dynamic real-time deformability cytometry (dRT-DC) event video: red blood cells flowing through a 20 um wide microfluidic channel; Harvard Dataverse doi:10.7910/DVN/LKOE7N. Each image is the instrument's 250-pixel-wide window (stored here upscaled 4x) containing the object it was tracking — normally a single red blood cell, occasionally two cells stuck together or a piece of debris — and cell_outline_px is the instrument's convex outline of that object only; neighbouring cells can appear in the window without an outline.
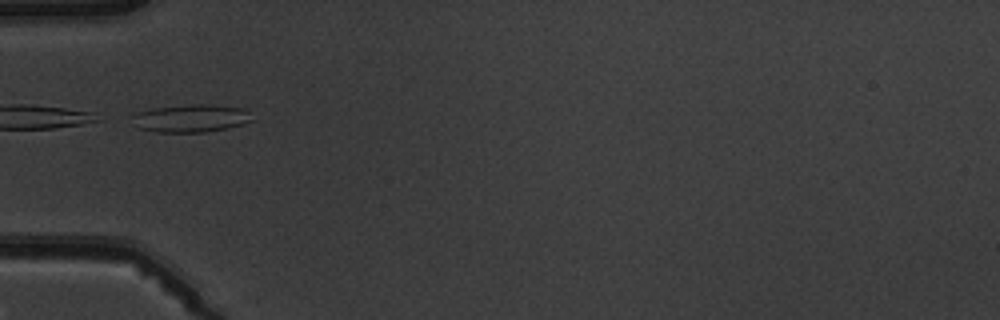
{"species": "common noctule bat (a hibernating species)", "species_latin": "Nyctalus noctula", "temperature_condition": "warm", "stored_images_in_passage": 5, "camera_frame_rate_fps": 3000, "um_per_image_px": 0.085, "animal": {"sex": "male", "body_mass_g": 19.5, "forearm_length_mm": 54.6}, "frame": {"image": 1, "passage_image": 3, "time_ms": 2.333, "image_size_px": [1000, 320], "cell_outline_px": [[256, 120], [244, 124], [228, 128], [204, 132], [156, 132], [140, 128], [132, 116], [136, 112], [156, 108], [192, 104], [208, 104], [244, 108]], "centroid_in_image_um": [16.32, 10.05], "position_along_channel_um": 68.7, "area_um2": 19.31}}
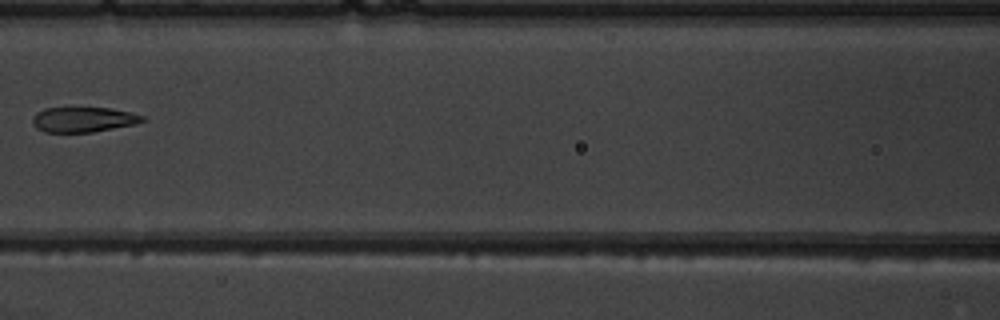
{"frame": {"image": 2, "passage_image": 5, "time_ms": 4.667, "image_size_px": [1000, 320], "cell_outline_px": [[148, 120], [136, 124], [92, 132], [44, 132], [36, 128], [32, 124], [32, 116], [36, 112], [44, 108], [112, 108], [132, 112], [144, 116]], "centroid_in_image_um": [7.1, 10.16], "position_along_channel_um": 159.5, "area_um2": 16.3}}